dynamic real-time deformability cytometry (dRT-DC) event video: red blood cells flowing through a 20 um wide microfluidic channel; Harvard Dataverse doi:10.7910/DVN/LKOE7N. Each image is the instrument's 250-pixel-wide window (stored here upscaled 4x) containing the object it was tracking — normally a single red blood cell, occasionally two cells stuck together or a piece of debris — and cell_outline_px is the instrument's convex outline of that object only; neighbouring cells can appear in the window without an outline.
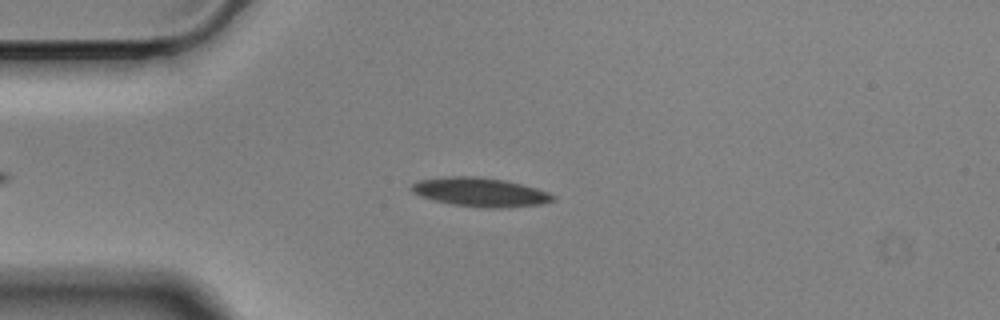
{"species": "Egyptian fruit bat (a non-hibernating species)", "species_latin": "Rousettus aegyptiacus", "temperature_condition": "cold", "stored_images_in_passage": 50, "camera_frame_rate_fps": 3000, "um_per_image_px": 0.085, "animal": {"sex": "male"}, "frame": {"image": 1, "passage_image": 12, "time_ms": 3.667, "image_size_px": [1000, 320], "cell_outline_px": [[556, 200], [540, 204], [508, 208], [484, 208], [452, 204], [420, 196], [412, 192], [408, 188], [412, 184], [420, 180], [444, 176], [480, 176], [504, 180], [536, 188], [548, 192], [556, 196]], "centroid_in_image_um": [40.82, 16.33], "position_along_channel_um": 44.2, "area_um2": 23.99}}
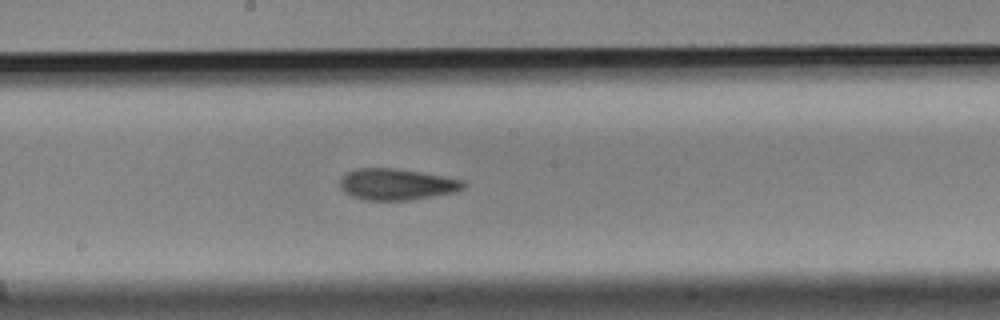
{"frame": {"image": 2, "passage_image": 28, "time_ms": 9.0, "image_size_px": [1000, 320], "cell_outline_px": [[464, 188], [452, 192], [408, 200], [364, 200], [352, 196], [344, 192], [340, 188], [340, 180], [348, 172], [356, 168], [396, 168], [444, 176], [464, 180]], "centroid_in_image_um": [33.68, 15.66], "position_along_channel_um": 214.5, "area_um2": 22.31}}
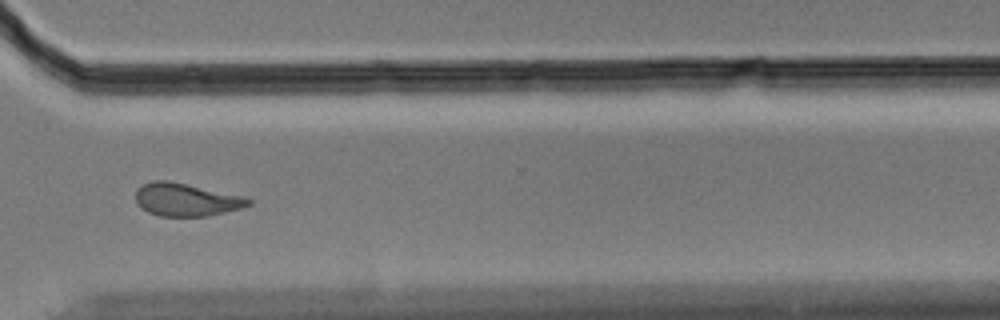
{"frame": {"image": 3, "passage_image": 40, "time_ms": 13.0, "image_size_px": [1000, 320], "cell_outline_px": [[252, 204], [240, 208], [224, 212], [204, 216], [160, 216], [148, 212], [140, 208], [136, 204], [136, 188], [152, 180], [168, 180], [244, 196], [252, 200]], "centroid_in_image_um": [15.79, 16.96], "position_along_channel_um": 354.8, "area_um2": 21.62}, "authors_computed_cell_mechanics": {"area_um2": 22.253, "velocity_mm_per_s": 3.5114, "shape_relaxation_time_tau1_ms": 7.2177, "shape_relaxation_time_tau2_ms": 3.3488, "deformation_change_tau1": 0.1756, "deformation_change_tau2": 0.0981}}